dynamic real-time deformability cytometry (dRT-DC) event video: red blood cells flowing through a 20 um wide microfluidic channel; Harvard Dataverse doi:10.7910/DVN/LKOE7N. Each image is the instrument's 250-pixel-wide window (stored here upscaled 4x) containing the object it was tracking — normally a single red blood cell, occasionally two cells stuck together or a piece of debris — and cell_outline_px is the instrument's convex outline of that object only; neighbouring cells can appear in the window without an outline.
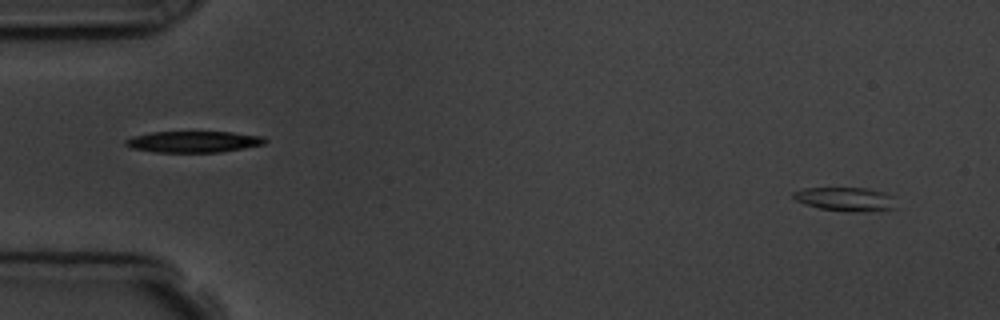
{"species": "common noctule bat (a hibernating species)", "species_latin": "Nyctalus noctula", "temperature_condition": "room temperature", "stored_images_in_passage": 3, "camera_frame_rate_fps": 3000, "um_per_image_px": 0.085, "animal": {"sex": "male", "body_mass_g": 19.5, "forearm_length_mm": 54.6}, "frame": {"image": 1, "passage_image": 1, "time_ms": 0.0, "image_size_px": [1000, 320], "cell_outline_px": [[896, 208], [860, 212], [852, 212], [820, 208], [804, 204], [796, 200], [792, 196], [792, 192], [804, 188], [868, 188], [884, 192], [892, 196]], "centroid_in_image_um": [71.85, 16.92], "position_along_channel_um": 13.1, "area_um2": 14.22}}